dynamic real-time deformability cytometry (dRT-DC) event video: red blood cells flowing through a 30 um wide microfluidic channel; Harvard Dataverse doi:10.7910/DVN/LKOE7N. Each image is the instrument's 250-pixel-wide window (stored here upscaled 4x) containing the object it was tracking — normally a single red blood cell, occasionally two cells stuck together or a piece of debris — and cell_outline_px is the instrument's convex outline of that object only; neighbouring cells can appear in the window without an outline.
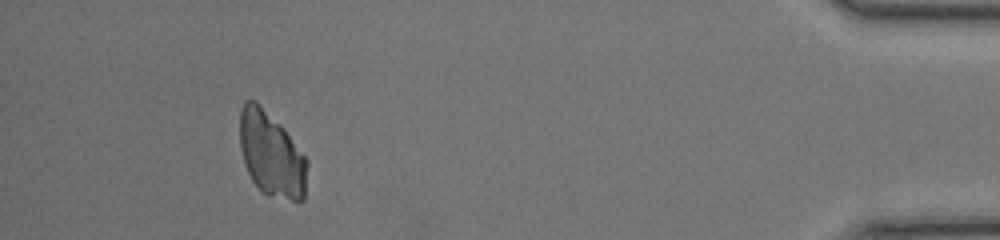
{"species": "common noctule bat (a hibernating species)", "species_latin": "Nyctalus noctula", "temperature_condition": "room temperature", "stored_images_in_passage": 36, "camera_frame_rate_fps": 3000, "um_per_image_px": 0.085, "animal": {"sex": "female", "body_mass_g": 17.0, "forearm_length_mm": 48.0}, "frame": {"image": 1, "passage_image": 32, "time_ms": 10.333, "image_size_px": [1000, 240], "cell_outline_px": [[308, 164], [304, 200], [300, 204], [296, 204], [268, 196], [252, 180], [244, 164], [240, 148], [240, 108], [244, 100], [256, 100], [288, 136], [308, 160]], "centroid_in_image_um": [23.07, 13.2], "position_along_channel_um": 412.1, "area_um2": 33.29}}